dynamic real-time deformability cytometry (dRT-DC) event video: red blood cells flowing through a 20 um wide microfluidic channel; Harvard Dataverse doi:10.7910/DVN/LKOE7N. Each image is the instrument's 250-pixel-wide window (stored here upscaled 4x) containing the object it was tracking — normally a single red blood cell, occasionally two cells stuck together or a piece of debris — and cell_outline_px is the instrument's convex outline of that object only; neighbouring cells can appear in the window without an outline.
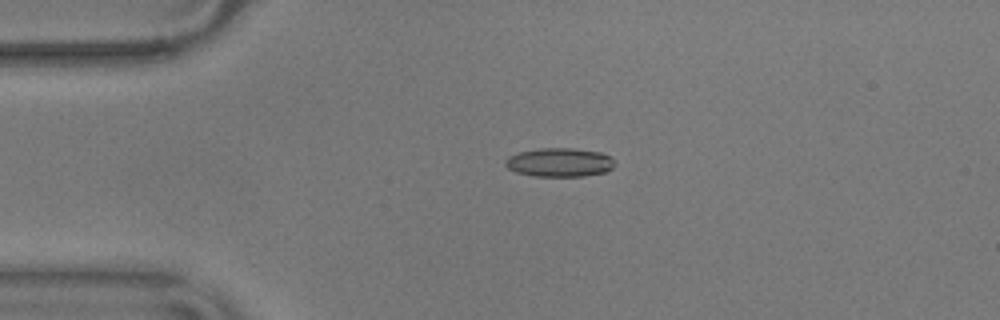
{"species": "common noctule bat (a hibernating species)", "species_latin": "Nyctalus noctula", "temperature_condition": "warm", "stored_images_in_passage": 44, "camera_frame_rate_fps": 3000, "um_per_image_px": 0.085, "animal": {"sex": "male", "body_mass_g": 17.9}, "frame": {"image": 1, "passage_image": 1, "time_ms": 0.0, "image_size_px": [1000, 320], "cell_outline_px": [[616, 164], [612, 168], [604, 172], [584, 176], [532, 176], [516, 172], [508, 168], [504, 164], [504, 160], [508, 156], [520, 152], [540, 148], [572, 148], [600, 152], [612, 156]], "centroid_in_image_um": [47.56, 13.8], "position_along_channel_um": 37.4, "area_um2": 18.5}}
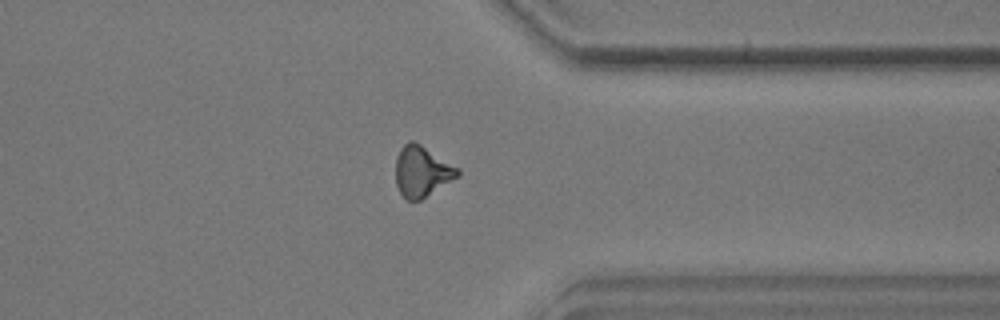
{"frame": {"image": 2, "passage_image": 32, "time_ms": 10.333, "image_size_px": [1000, 320], "cell_outline_px": [[460, 176], [420, 200], [408, 200], [400, 192], [396, 184], [396, 156], [400, 148], [408, 140], [412, 140], [420, 144], [460, 168]], "centroid_in_image_um": [35.87, 14.55], "position_along_channel_um": 375.5, "area_um2": 18.38}}
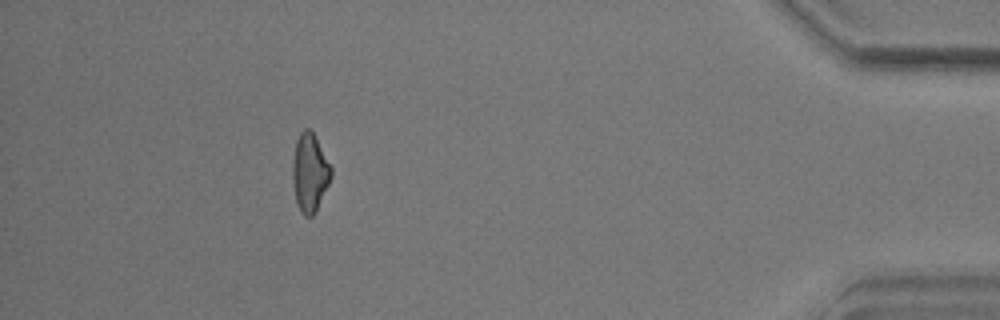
{"frame": {"image": 3, "passage_image": 39, "time_ms": 12.667, "image_size_px": [1000, 320], "cell_outline_px": [[332, 176], [316, 212], [312, 216], [304, 216], [300, 212], [296, 204], [292, 176], [292, 160], [296, 140], [300, 132], [304, 128], [308, 128], [312, 132], [332, 168]], "centroid_in_image_um": [26.31, 14.7], "position_along_channel_um": 408.9, "area_um2": 17.63}, "authors_computed_cell_mechanics": {"area_um2": 18.1781, "velocity_mm_per_s": 3.6143, "shape_relaxation_time_tau1_ms": 5.7396, "shape_relaxation_time_tau2_ms": 3.1229, "deformation_change_tau1": 0.1655, "deformation_change_tau2": 0.122}}